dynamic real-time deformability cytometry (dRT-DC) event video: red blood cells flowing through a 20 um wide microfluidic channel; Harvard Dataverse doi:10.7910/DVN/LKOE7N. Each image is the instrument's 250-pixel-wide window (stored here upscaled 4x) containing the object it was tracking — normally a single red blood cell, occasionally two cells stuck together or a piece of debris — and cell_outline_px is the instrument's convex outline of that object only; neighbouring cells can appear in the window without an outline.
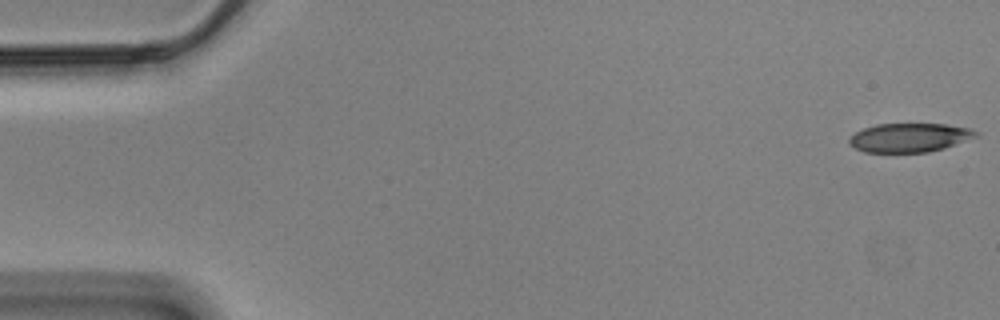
{"species": "Egyptian fruit bat (a non-hibernating species)", "species_latin": "Rousettus aegyptiacus", "temperature_condition": "cold", "stored_images_in_passage": 57, "camera_frame_rate_fps": 3000, "um_per_image_px": 0.085, "animal": {"sex": "male"}, "frame": {"image": 1, "passage_image": 1, "time_ms": 0.0, "image_size_px": [1000, 320], "cell_outline_px": [[980, 136], [944, 148], [928, 152], [864, 152], [848, 144], [848, 140], [856, 132], [864, 128], [876, 124], [944, 124], [972, 128], [980, 132]], "centroid_in_image_um": [77.36, 11.69], "position_along_channel_um": 7.6, "area_um2": 21.44}}
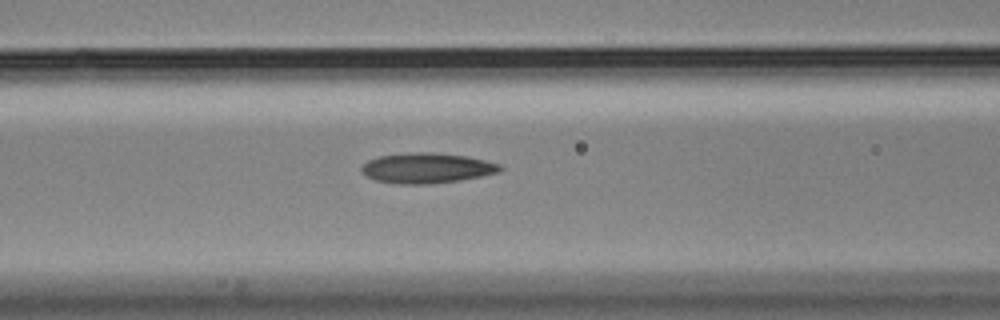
{"frame": {"image": 2, "passage_image": 23, "time_ms": 7.333, "image_size_px": [1000, 320], "cell_outline_px": [[504, 168], [500, 172], [460, 180], [428, 184], [400, 184], [376, 180], [368, 176], [360, 168], [368, 160], [380, 156], [408, 152], [432, 152], [464, 156], [484, 160], [500, 164]], "centroid_in_image_um": [36.3, 14.28], "position_along_channel_um": 130.3, "area_um2": 24.22}}
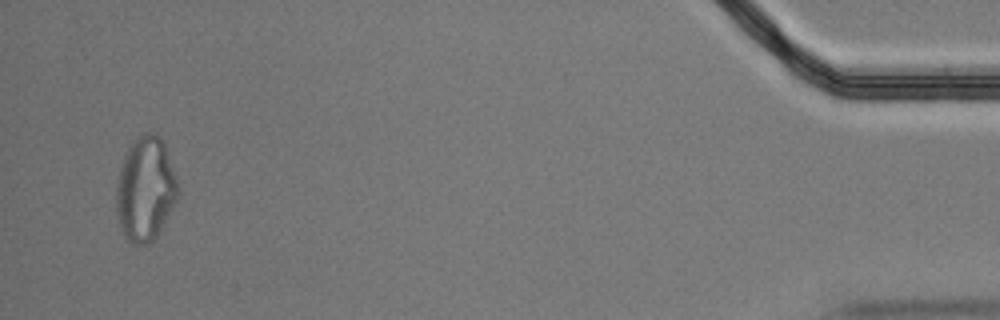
{"frame": {"image": 3, "passage_image": 55, "time_ms": 18.0, "image_size_px": [1000, 320], "cell_outline_px": [[180, 196], [156, 236], [148, 244], [132, 244], [124, 236], [116, 212], [116, 188], [120, 168], [124, 156], [128, 148], [144, 132], [152, 132], [160, 136], [164, 144], [176, 176], [180, 188]], "centroid_in_image_um": [12.38, 16.08], "position_along_channel_um": 422.8, "area_um2": 37.4}, "authors_computed_cell_mechanics": {"area_um2": 23.698, "velocity_mm_per_s": 3.5067, "shape_relaxation_time_tau1_ms": null, "shape_relaxation_time_tau2_ms": 3.8435, "deformation_change_tau1": null, "deformation_change_tau2": 0.1294}}